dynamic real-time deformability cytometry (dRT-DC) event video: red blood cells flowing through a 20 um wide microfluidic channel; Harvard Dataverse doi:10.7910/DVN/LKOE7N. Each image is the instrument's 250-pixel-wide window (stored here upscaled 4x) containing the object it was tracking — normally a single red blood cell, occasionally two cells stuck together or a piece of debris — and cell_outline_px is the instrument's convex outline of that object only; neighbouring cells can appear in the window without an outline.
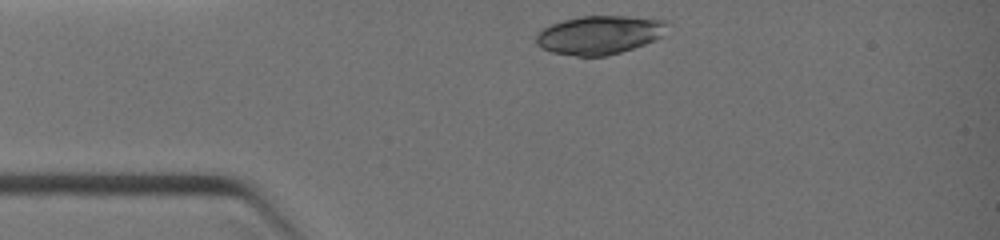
{"species": "common noctule bat (a hibernating species)", "species_latin": "Nyctalus noctula", "temperature_condition": "warm", "stored_images_in_passage": 24, "camera_frame_rate_fps": 3000, "um_per_image_px": 0.085, "animal": {"sex": "female", "body_mass_g": 19.0, "forearm_length_mm": 51.5}, "frame": {"image": 1, "passage_image": 1, "time_ms": 0.0, "image_size_px": [1000, 240], "cell_outline_px": [[668, 24], [660, 36], [644, 44], [620, 52], [604, 56], [576, 56], [552, 52], [536, 44], [536, 32], [552, 24], [564, 20], [580, 16], [628, 16], [668, 20]], "centroid_in_image_um": [50.93, 2.95], "position_along_channel_um": 34.1, "area_um2": 29.19}}
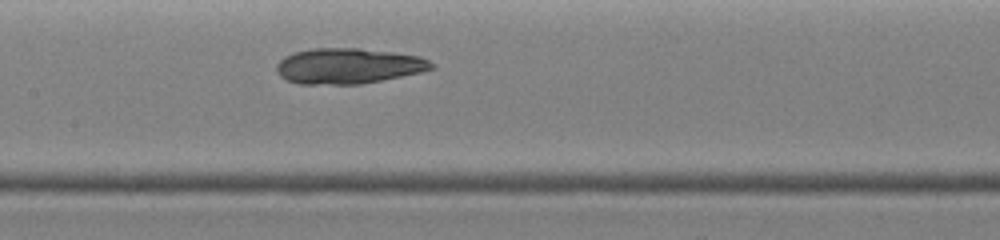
{"frame": {"image": 2, "passage_image": 11, "time_ms": 3.333, "image_size_px": [1000, 240], "cell_outline_px": [[436, 68], [420, 72], [360, 84], [296, 84], [284, 80], [276, 72], [276, 64], [284, 56], [292, 52], [312, 48], [360, 48], [392, 52], [420, 56], [436, 64]], "centroid_in_image_um": [29.56, 5.6], "position_along_channel_um": 177.8, "area_um2": 32.37}}
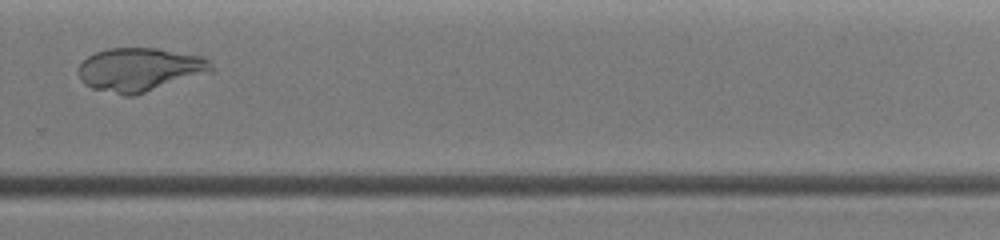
{"frame": {"image": 3, "passage_image": 19, "time_ms": 6.0, "image_size_px": [1000, 240], "cell_outline_px": [[216, 68], [136, 96], [124, 96], [92, 88], [84, 84], [80, 80], [76, 72], [80, 64], [88, 56], [96, 52], [108, 48], [160, 48], [204, 56]], "centroid_in_image_um": [11.82, 5.9], "position_along_channel_um": 318.0, "area_um2": 33.7}}